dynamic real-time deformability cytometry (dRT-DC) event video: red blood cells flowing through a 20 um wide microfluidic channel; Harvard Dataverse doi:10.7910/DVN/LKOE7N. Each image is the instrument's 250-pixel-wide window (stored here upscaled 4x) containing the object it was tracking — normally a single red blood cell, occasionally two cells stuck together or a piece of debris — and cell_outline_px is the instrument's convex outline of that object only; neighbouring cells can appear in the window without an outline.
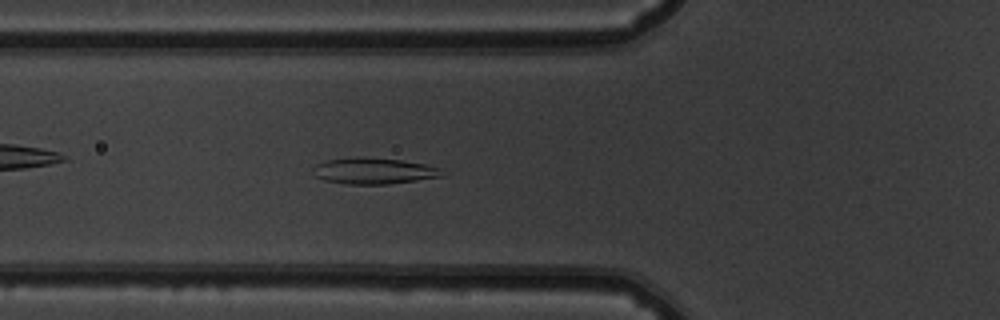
{"species": "common noctule bat (a hibernating species)", "species_latin": "Nyctalus noctula", "temperature_condition": "warm", "stored_images_in_passage": 53, "camera_frame_rate_fps": 3000, "um_per_image_px": 0.085, "animal": {"sex": "male", "body_mass_g": 19.5, "forearm_length_mm": 54.6}, "frame": {"image": 1, "passage_image": 19, "time_ms": 6.0, "image_size_px": [1000, 320], "cell_outline_px": [[448, 176], [388, 184], [348, 184], [324, 180], [316, 176], [312, 168], [316, 164], [328, 160], [348, 156], [364, 156], [400, 160], [424, 164], [440, 168]], "centroid_in_image_um": [31.79, 14.51], "position_along_channel_um": 94.0, "area_um2": 20.0}}
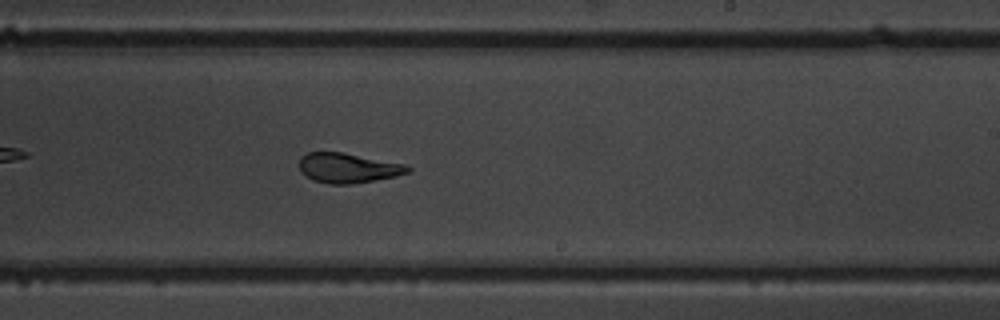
{"frame": {"image": 2, "passage_image": 32, "time_ms": 10.333, "image_size_px": [1000, 320], "cell_outline_px": [[412, 168], [408, 172], [396, 176], [352, 184], [328, 184], [312, 180], [304, 176], [300, 172], [300, 156], [308, 152], [344, 152], [408, 164]], "centroid_in_image_um": [29.58, 14.27], "position_along_channel_um": 259.4, "area_um2": 19.19}}
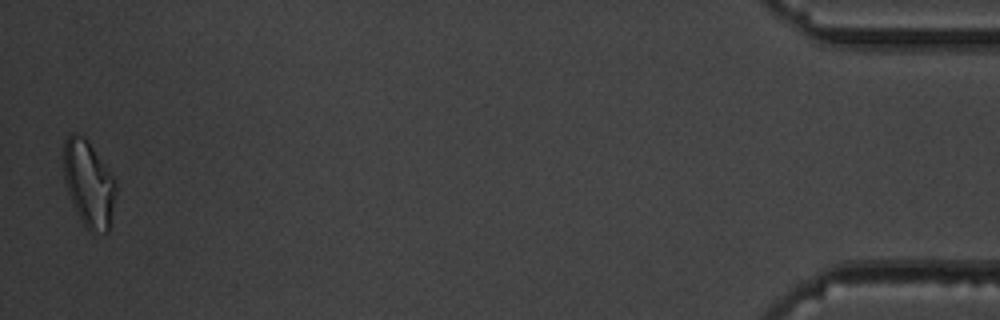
{"frame": {"image": 3, "passage_image": 52, "time_ms": 17.0, "image_size_px": [1000, 320], "cell_outline_px": [[116, 192], [108, 232], [92, 232], [84, 224], [76, 212], [68, 192], [64, 180], [64, 140], [68, 132], [76, 132], [84, 136], [88, 140], [112, 176], [116, 184]], "centroid_in_image_um": [7.52, 15.57], "position_along_channel_um": 427.7, "area_um2": 26.01}, "authors_computed_cell_mechanics": {"area_um2": 20.808, "velocity_mm_per_s": 3.8189, "shape_relaxation_time_tau1_ms": 6.9224, "shape_relaxation_time_tau2_ms": 1.7791, "deformation_change_tau1": 0.2136, "deformation_change_tau2": 0.0839}}